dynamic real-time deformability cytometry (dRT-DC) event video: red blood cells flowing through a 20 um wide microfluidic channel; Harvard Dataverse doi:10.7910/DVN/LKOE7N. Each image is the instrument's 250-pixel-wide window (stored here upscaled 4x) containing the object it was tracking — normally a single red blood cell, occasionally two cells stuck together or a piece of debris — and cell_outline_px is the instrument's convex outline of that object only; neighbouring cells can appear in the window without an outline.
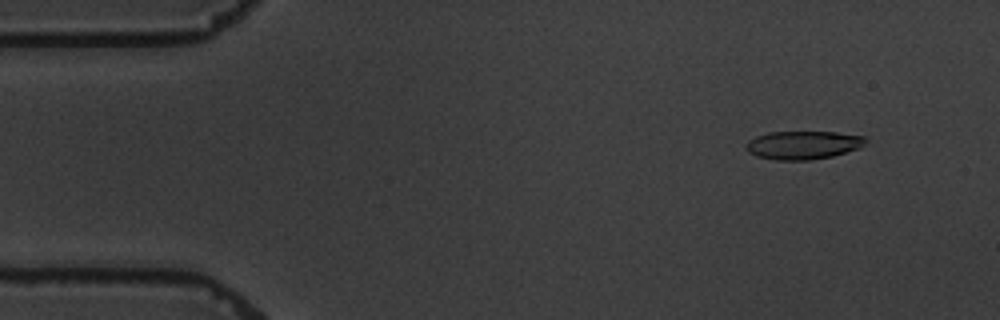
{"species": "common noctule bat (a hibernating species)", "species_latin": "Nyctalus noctula", "temperature_condition": "warm", "stored_images_in_passage": 5, "camera_frame_rate_fps": 3000, "um_per_image_px": 0.085, "animal": {"sex": "male", "body_mass_g": 19.5, "forearm_length_mm": 54.6}, "frame": {"image": 1, "passage_image": 2, "time_ms": 1.0, "image_size_px": [1000, 320], "cell_outline_px": [[868, 140], [860, 148], [832, 156], [808, 160], [776, 160], [756, 156], [748, 152], [744, 148], [744, 144], [748, 140], [756, 136], [768, 132], [836, 132], [868, 136]], "centroid_in_image_um": [68.26, 12.32], "position_along_channel_um": 16.7, "area_um2": 20.0}}
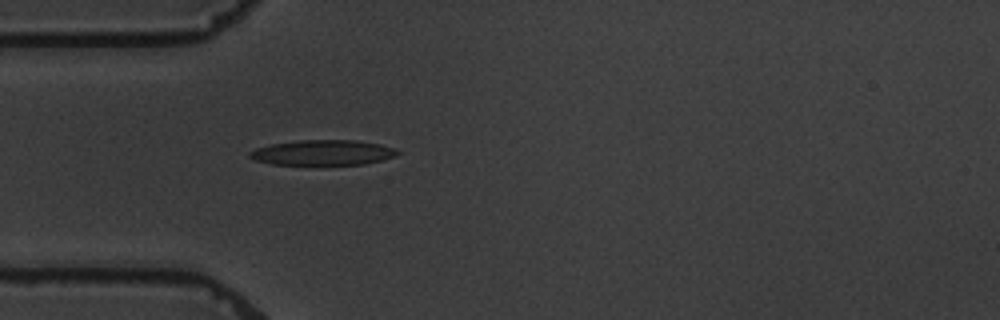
{"frame": {"image": 2, "passage_image": 5, "time_ms": 4.667, "image_size_px": [1000, 320], "cell_outline_px": [[400, 152], [396, 156], [384, 160], [364, 164], [272, 164], [256, 160], [248, 156], [248, 152], [256, 148], [272, 144], [300, 140], [352, 140], [380, 144], [392, 148]], "centroid_in_image_um": [27.45, 12.97], "position_along_channel_um": 57.6, "area_um2": 21.5}}